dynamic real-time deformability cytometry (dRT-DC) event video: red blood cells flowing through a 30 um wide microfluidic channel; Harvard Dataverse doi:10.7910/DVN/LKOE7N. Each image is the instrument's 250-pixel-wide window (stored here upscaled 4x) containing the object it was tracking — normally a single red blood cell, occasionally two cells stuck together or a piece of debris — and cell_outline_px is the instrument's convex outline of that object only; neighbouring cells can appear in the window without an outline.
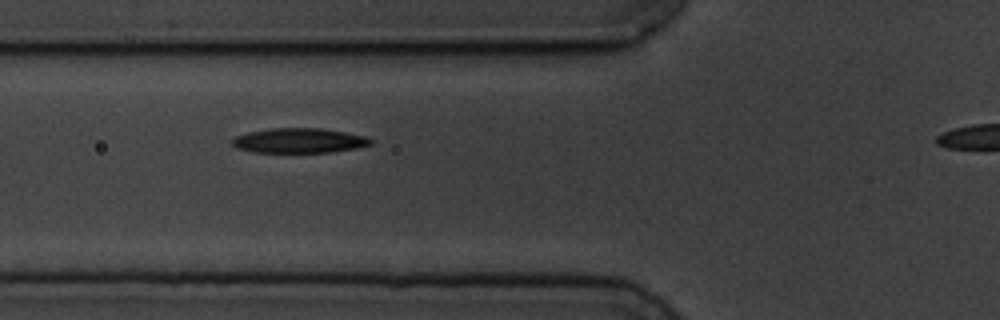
{"species": "common noctule bat (a hibernating species)", "species_latin": "Nyctalus noctula", "temperature_condition": "cold", "stored_images_in_passage": 7, "segment_of_instrument_passage": [1, 2], "camera_frame_rate_fps": 3000, "um_per_image_px": 0.085, "animal": {"sex": "male", "body_mass_g": 19.5, "forearm_length_mm": 54.6}, "frame": {"image": 1, "passage_image": 2, "time_ms": 1.0, "image_size_px": [1000, 320], "cell_outline_px": [[376, 140], [372, 144], [360, 148], [332, 152], [252, 152], [236, 148], [232, 144], [232, 140], [236, 136], [248, 132], [272, 128], [320, 128], [344, 132], [364, 136]], "centroid_in_image_um": [25.47, 11.95], "position_along_channel_um": 100.3, "area_um2": 20.11}}
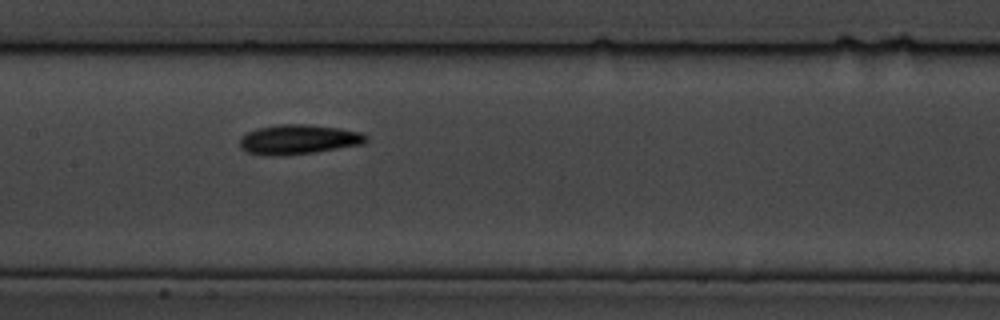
{"frame": {"image": 2, "passage_image": 4, "time_ms": 3.333, "image_size_px": [1000, 320], "cell_outline_px": [[368, 140], [364, 144], [316, 152], [284, 156], [272, 156], [248, 152], [240, 148], [240, 136], [256, 128], [280, 124], [304, 124], [340, 128], [360, 132], [368, 136]], "centroid_in_image_um": [25.38, 11.86], "position_along_channel_um": 182.0, "area_um2": 22.02}}
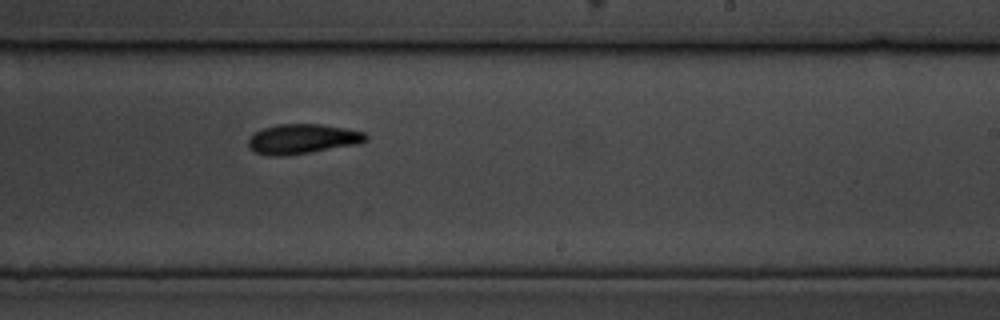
{"frame": {"image": 3, "passage_image": 6, "time_ms": 5.667, "image_size_px": [1000, 320], "cell_outline_px": [[368, 140], [360, 144], [284, 156], [268, 156], [256, 152], [248, 148], [248, 140], [256, 132], [264, 128], [276, 124], [320, 124], [344, 128], [364, 132], [368, 136]], "centroid_in_image_um": [25.72, 11.81], "position_along_channel_um": 263.3, "area_um2": 20.4}}